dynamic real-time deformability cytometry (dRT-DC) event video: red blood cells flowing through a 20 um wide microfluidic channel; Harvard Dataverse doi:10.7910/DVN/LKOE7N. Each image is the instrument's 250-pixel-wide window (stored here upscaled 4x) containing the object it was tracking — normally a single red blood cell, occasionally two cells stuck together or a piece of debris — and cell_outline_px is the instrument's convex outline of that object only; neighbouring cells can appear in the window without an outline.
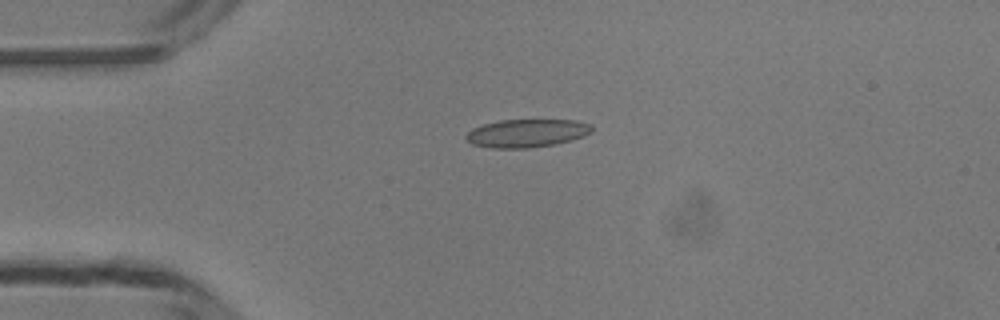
{"species": "common noctule bat (a hibernating species)", "species_latin": "Nyctalus noctula", "temperature_condition": "room temperature", "stored_images_in_passage": 38, "camera_frame_rate_fps": 3000, "um_per_image_px": 0.085, "animal": {"sex": "male", "body_mass_g": 13.3}, "frame": {"image": 1, "passage_image": 1, "time_ms": 0.0, "image_size_px": [1000, 320], "cell_outline_px": [[592, 132], [584, 136], [556, 144], [528, 148], [492, 148], [472, 144], [464, 136], [472, 128], [484, 124], [500, 120], [576, 120], [592, 124]], "centroid_in_image_um": [44.79, 11.32], "position_along_channel_um": 40.2, "area_um2": 20.63}}
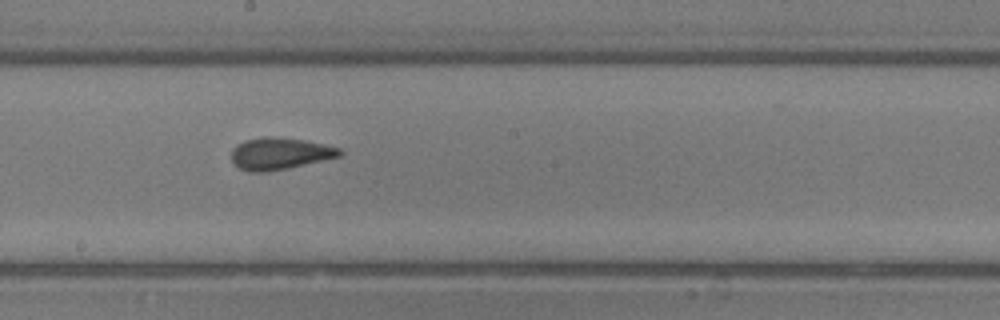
{"frame": {"image": 2, "passage_image": 16, "time_ms": 5.0, "image_size_px": [1000, 320], "cell_outline_px": [[344, 152], [340, 156], [288, 168], [264, 172], [252, 172], [240, 168], [232, 160], [232, 148], [236, 144], [244, 140], [264, 136], [276, 136], [304, 140], [324, 144], [340, 148]], "centroid_in_image_um": [23.77, 13.03], "position_along_channel_um": 224.4, "area_um2": 20.11}}
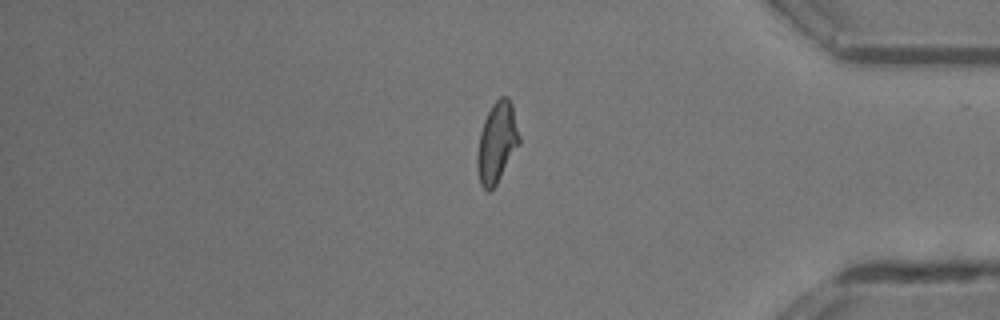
{"frame": {"image": 3, "passage_image": 30, "time_ms": 9.667, "image_size_px": [1000, 320], "cell_outline_px": [[520, 144], [496, 184], [488, 192], [480, 184], [476, 168], [476, 156], [480, 132], [484, 120], [492, 104], [500, 96], [508, 96], [512, 104], [520, 136]], "centroid_in_image_um": [42.23, 12.1], "position_along_channel_um": 393.0, "area_um2": 19.83}, "authors_computed_cell_mechanics": {"area_um2": 19.652, "velocity_mm_per_s": 4.2, "shape_relaxation_time_tau1_ms": null, "shape_relaxation_time_tau2_ms": 0.8763, "deformation_change_tau1": null, "deformation_change_tau2": 0.0675}}